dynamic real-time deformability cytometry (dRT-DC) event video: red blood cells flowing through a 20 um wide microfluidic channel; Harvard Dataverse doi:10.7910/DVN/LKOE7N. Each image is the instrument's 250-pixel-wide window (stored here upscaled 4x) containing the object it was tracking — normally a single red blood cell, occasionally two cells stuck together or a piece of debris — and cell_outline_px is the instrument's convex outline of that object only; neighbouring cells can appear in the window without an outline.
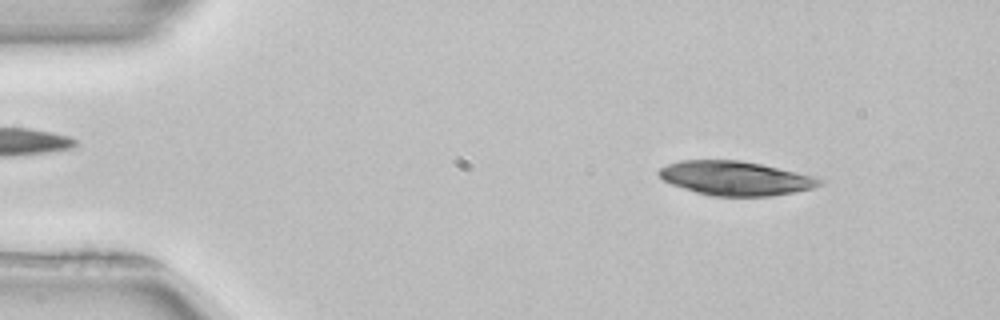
{"species": "common noctule bat (a hibernating species)", "species_latin": "Nyctalus noctula", "temperature_condition": "room temperature", "stored_images_in_passage": 37, "camera_frame_rate_fps": 3000, "um_per_image_px": 0.085, "animal": {"sex": "female", "body_mass_g": 22.7, "forearm_length_mm": 54.2}, "frame": {"image": 1, "passage_image": 6, "time_ms": 1.667, "image_size_px": [1000, 320], "cell_outline_px": [[824, 184], [812, 188], [772, 196], [712, 196], [696, 192], [672, 184], [664, 180], [656, 172], [660, 168], [668, 164], [680, 160], [740, 160], [760, 164], [816, 176], [824, 180]], "centroid_in_image_um": [62.53, 15.15], "position_along_channel_um": 22.5, "area_um2": 31.91}}